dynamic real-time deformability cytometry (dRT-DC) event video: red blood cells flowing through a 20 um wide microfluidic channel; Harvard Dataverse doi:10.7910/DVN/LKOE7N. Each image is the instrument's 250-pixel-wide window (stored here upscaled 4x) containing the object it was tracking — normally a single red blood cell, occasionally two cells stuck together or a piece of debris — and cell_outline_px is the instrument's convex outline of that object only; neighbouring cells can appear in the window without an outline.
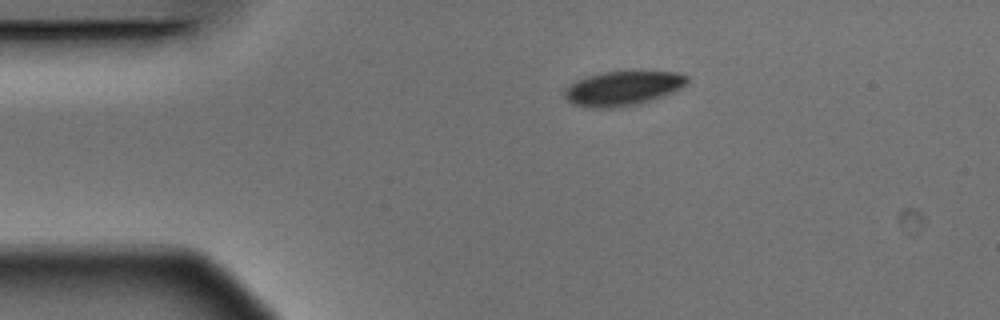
{"species": "Egyptian fruit bat (a non-hibernating species)", "species_latin": "Rousettus aegyptiacus", "temperature_condition": "warm", "stored_images_in_passage": 3, "camera_frame_rate_fps": 3000, "um_per_image_px": 0.085, "animal": {"sex": "male"}, "frame": {"image": 1, "passage_image": 1, "time_ms": 0.0, "image_size_px": [1000, 320], "cell_outline_px": [[688, 80], [680, 88], [672, 92], [652, 100], [640, 104], [620, 108], [592, 108], [576, 104], [568, 100], [564, 96], [564, 92], [576, 80], [588, 76], [604, 72], [676, 72], [688, 76]], "centroid_in_image_um": [52.95, 7.52], "position_along_channel_um": 32.0, "area_um2": 24.28}}
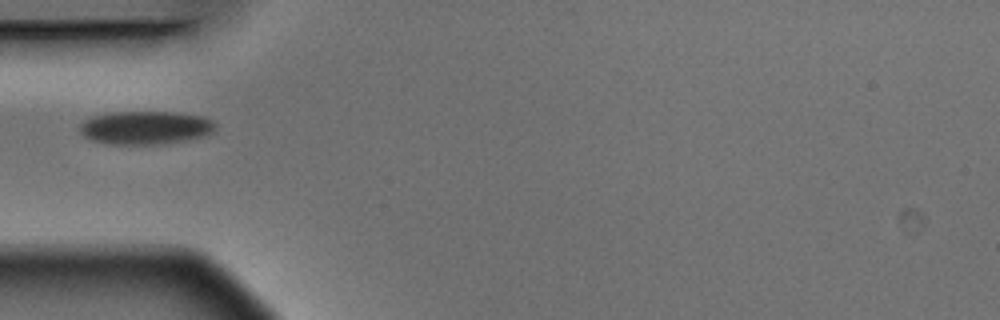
{"frame": {"image": 2, "passage_image": 3, "time_ms": 0.667, "image_size_px": [1000, 320], "cell_outline_px": [[216, 128], [212, 132], [204, 136], [184, 140], [160, 144], [104, 144], [92, 140], [84, 136], [80, 132], [80, 124], [84, 120], [92, 116], [112, 112], [176, 112], [200, 116], [212, 120], [216, 124]], "centroid_in_image_um": [12.34, 10.85], "position_along_channel_um": 72.7, "area_um2": 26.36}}